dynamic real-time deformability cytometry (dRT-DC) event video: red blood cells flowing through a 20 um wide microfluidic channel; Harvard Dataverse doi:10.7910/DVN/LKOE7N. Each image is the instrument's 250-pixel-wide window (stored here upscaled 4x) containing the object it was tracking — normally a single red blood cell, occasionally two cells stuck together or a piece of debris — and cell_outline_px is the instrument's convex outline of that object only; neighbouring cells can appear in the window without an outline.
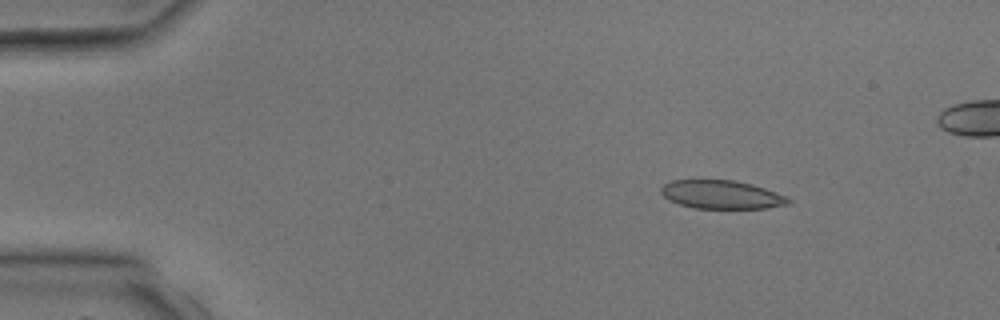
{"species": "common noctule bat (a hibernating species)", "species_latin": "Nyctalus noctula", "temperature_condition": "room temperature", "stored_images_in_passage": 3, "camera_frame_rate_fps": 3000, "um_per_image_px": 0.085, "animal": {"sex": "male", "body_mass_g": 17.9, "forearm_length_mm": 54.2}, "frame": {"image": 1, "passage_image": 1, "time_ms": 0.0, "image_size_px": [1000, 320], "cell_outline_px": [[792, 200], [788, 204], [768, 208], [692, 208], [668, 200], [660, 192], [660, 188], [664, 184], [672, 180], [732, 180], [752, 184], [788, 196]], "centroid_in_image_um": [61.33, 16.54], "position_along_channel_um": 23.7, "area_um2": 21.15}}